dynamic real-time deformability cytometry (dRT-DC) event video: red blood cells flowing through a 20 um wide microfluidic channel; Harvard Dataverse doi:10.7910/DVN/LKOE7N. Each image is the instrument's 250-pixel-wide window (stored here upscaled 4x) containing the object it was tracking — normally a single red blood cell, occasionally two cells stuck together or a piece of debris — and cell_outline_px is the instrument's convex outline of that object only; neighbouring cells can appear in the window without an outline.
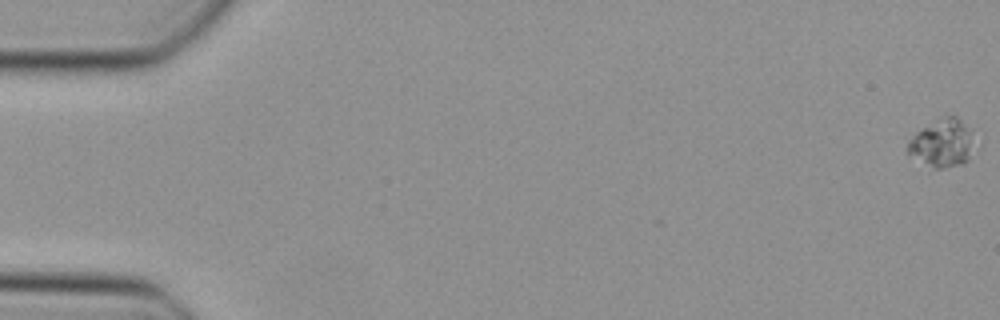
{"species": "Egyptian fruit bat (a non-hibernating species)", "species_latin": "Rousettus aegyptiacus", "temperature_condition": "cold", "stored_images_in_passage": 35, "camera_frame_rate_fps": 3000, "um_per_image_px": 0.085, "animal": {"sex": "female"}, "frame": {"image": 1, "passage_image": 1, "time_ms": 0.0, "image_size_px": [1000, 320], "cell_outline_px": [[980, 148], [964, 164], [944, 168], [936, 168], [908, 152], [908, 140], [916, 132], [944, 116], [956, 116], [972, 128], [980, 144]], "centroid_in_image_um": [80.29, 12.15], "position_along_channel_um": 4.7, "area_um2": 19.13}}
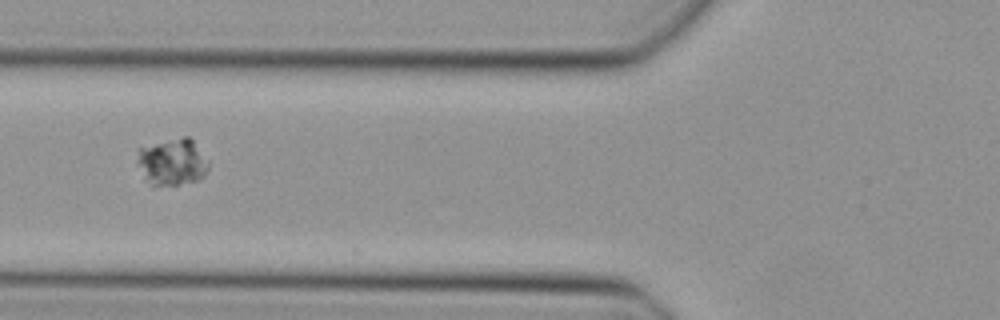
{"frame": {"image": 2, "passage_image": 20, "time_ms": 6.333, "image_size_px": [1000, 320], "cell_outline_px": [[208, 168], [204, 176], [200, 180], [176, 184], [152, 184], [136, 164], [136, 148], [184, 136], [188, 136], [192, 140], [208, 160]], "centroid_in_image_um": [14.64, 13.74], "position_along_channel_um": 111.2, "area_um2": 19.19}}
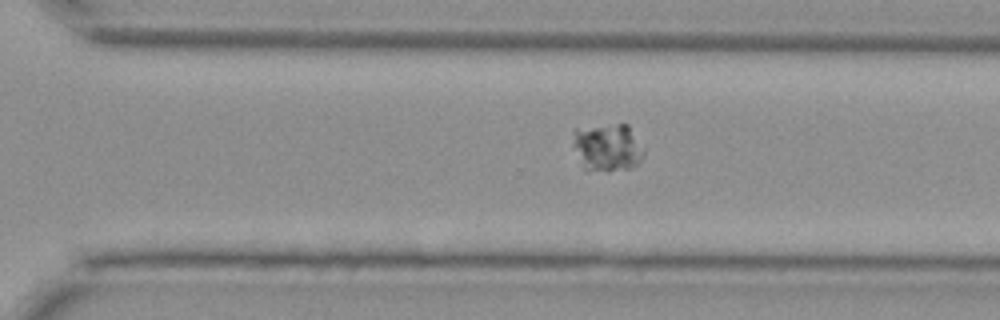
{"frame": {"image": 3, "passage_image": 35, "time_ms": 11.333, "image_size_px": [1000, 320], "cell_outline_px": [[644, 156], [636, 164], [628, 168], [608, 172], [584, 168], [572, 144], [576, 128], [616, 124], [628, 124], [644, 152]], "centroid_in_image_um": [51.63, 12.53], "position_along_channel_um": 319.0, "area_um2": 19.36}}